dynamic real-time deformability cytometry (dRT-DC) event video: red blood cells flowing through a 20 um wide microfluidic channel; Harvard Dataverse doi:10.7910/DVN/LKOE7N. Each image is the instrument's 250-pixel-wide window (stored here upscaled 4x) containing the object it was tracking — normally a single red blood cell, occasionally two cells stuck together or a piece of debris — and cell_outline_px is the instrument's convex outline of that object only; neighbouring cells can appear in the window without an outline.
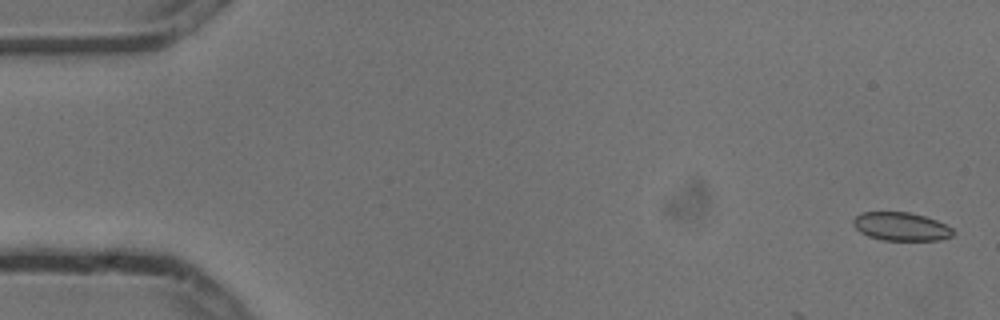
{"species": "common noctule bat (a hibernating species)", "species_latin": "Nyctalus noctula", "temperature_condition": "cold", "stored_images_in_passage": 3, "camera_frame_rate_fps": 3000, "um_per_image_px": 0.085, "animal": {"sex": "male", "body_mass_g": 13.3}, "frame": {"image": 1, "passage_image": 1, "time_ms": 0.0, "image_size_px": [1000, 320], "cell_outline_px": [[956, 232], [952, 236], [940, 240], [884, 240], [868, 236], [860, 232], [852, 224], [852, 220], [860, 212], [908, 212], [924, 216], [936, 220], [952, 228]], "centroid_in_image_um": [76.58, 19.25], "position_along_channel_um": 8.4, "area_um2": 16.53}}